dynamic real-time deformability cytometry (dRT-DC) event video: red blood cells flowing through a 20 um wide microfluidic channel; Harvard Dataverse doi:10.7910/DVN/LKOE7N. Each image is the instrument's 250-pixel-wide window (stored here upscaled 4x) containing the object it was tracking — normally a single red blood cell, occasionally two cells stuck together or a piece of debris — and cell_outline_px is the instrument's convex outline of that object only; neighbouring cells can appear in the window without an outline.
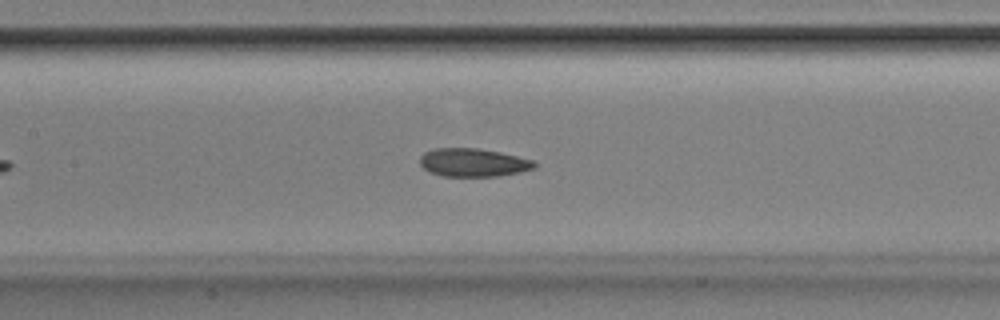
{"species": "Egyptian fruit bat (a non-hibernating species)", "species_latin": "Rousettus aegyptiacus", "temperature_condition": "room temperature", "stored_images_in_passage": 40, "camera_frame_rate_fps": 3000, "um_per_image_px": 0.085, "animal": {"sex": "male"}, "frame": {"image": 1, "passage_image": 12, "time_ms": 3.667, "image_size_px": [1000, 320], "cell_outline_px": [[536, 168], [520, 172], [500, 176], [444, 176], [428, 172], [420, 164], [420, 156], [424, 152], [436, 148], [476, 148], [500, 152], [532, 160], [536, 164]], "centroid_in_image_um": [40.2, 13.82], "position_along_channel_um": 167.2, "area_um2": 18.84}}
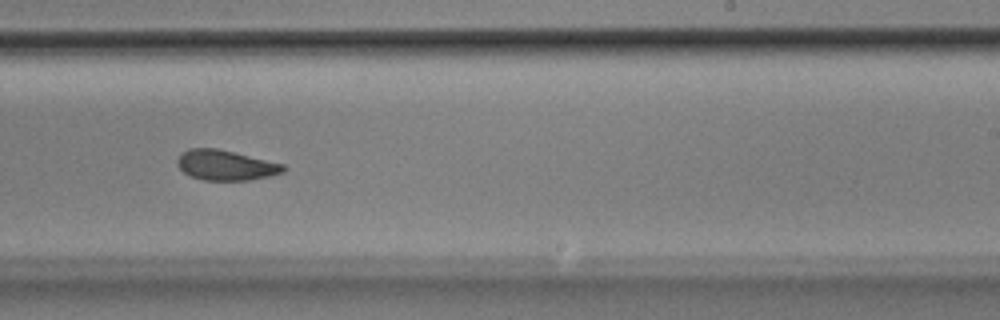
{"frame": {"image": 2, "passage_image": 20, "time_ms": 6.333, "image_size_px": [1000, 320], "cell_outline_px": [[288, 168], [284, 172], [268, 176], [248, 180], [204, 180], [192, 176], [184, 172], [176, 164], [176, 160], [180, 152], [188, 148], [216, 148], [284, 164]], "centroid_in_image_um": [19.16, 14.03], "position_along_channel_um": 269.8, "area_um2": 18.61}}
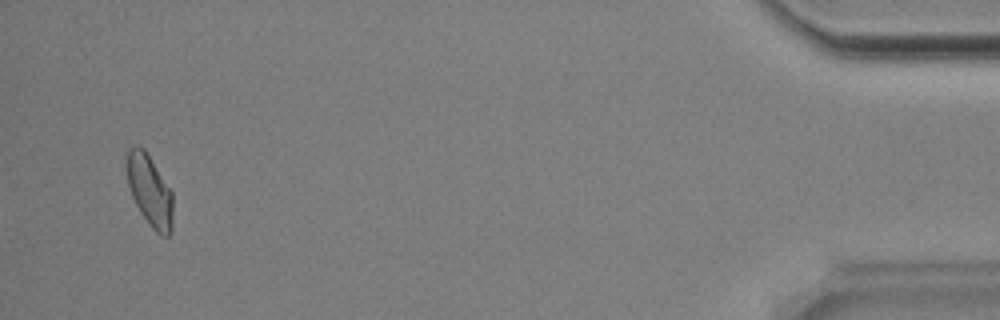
{"frame": {"image": 3, "passage_image": 38, "time_ms": 12.333, "image_size_px": [1000, 320], "cell_outline_px": [[172, 232], [168, 236], [160, 236], [152, 228], [140, 212], [132, 196], [128, 184], [124, 156], [128, 148], [132, 144], [136, 144], [144, 148], [172, 192]], "centroid_in_image_um": [12.68, 16.15], "position_along_channel_um": 422.5, "area_um2": 19.48}, "authors_computed_cell_mechanics": {"area_um2": 19.1029, "velocity_mm_per_s": 3.8703, "shape_relaxation_time_tau1_ms": 7.067, "shape_relaxation_time_tau2_ms": 2.7292, "deformation_change_tau1": 0.1333, "deformation_change_tau2": 0.0787}}